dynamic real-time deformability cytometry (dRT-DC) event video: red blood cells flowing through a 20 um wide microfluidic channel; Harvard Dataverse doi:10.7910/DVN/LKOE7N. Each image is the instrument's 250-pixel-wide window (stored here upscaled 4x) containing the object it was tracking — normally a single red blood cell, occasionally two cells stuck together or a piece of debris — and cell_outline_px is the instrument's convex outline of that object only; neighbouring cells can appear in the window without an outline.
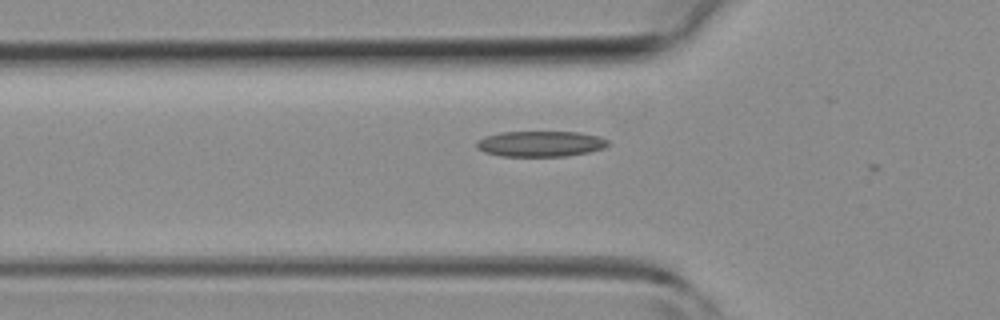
{"species": "common noctule bat (a hibernating species)", "species_latin": "Nyctalus noctula", "temperature_condition": "room temperature", "stored_images_in_passage": 6, "camera_frame_rate_fps": 3000, "um_per_image_px": 0.085, "animal": {"sex": "female", "body_mass_g": 19.3, "forearm_length_mm": 54.1}, "frame": {"image": 1, "passage_image": 5, "time_ms": 1.333, "image_size_px": [1000, 320], "cell_outline_px": [[608, 144], [604, 148], [588, 152], [564, 156], [500, 156], [484, 152], [476, 144], [484, 136], [504, 132], [576, 132], [600, 136], [608, 140]], "centroid_in_image_um": [45.97, 12.22], "position_along_channel_um": 79.8, "area_um2": 19.42}}